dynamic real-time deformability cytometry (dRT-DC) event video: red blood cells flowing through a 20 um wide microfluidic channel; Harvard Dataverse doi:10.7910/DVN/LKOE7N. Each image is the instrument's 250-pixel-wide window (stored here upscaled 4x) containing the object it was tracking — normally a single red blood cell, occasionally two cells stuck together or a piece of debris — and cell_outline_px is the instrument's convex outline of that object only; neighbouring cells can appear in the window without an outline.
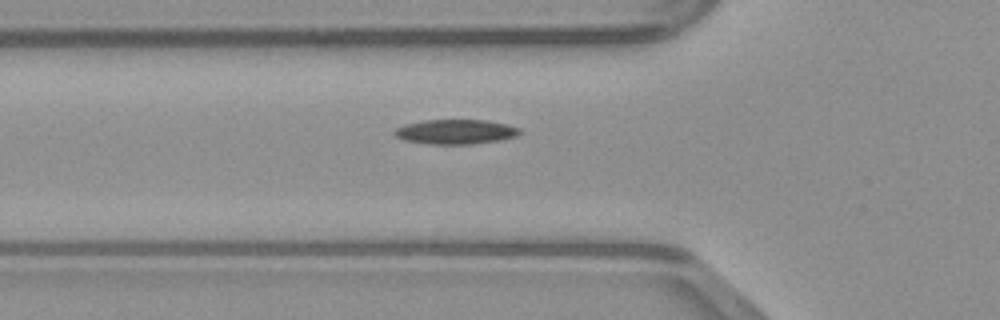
{"species": "common noctule bat (a hibernating species)", "species_latin": "Nyctalus noctula", "temperature_condition": "warm", "stored_images_in_passage": 35, "camera_frame_rate_fps": 3000, "um_per_image_px": 0.085, "animal": {"sex": "male", "body_mass_g": 23.1, "forearm_length_mm": 52.7}, "frame": {"image": 1, "passage_image": 8, "time_ms": 2.333, "image_size_px": [1000, 320], "cell_outline_px": [[524, 132], [516, 136], [500, 140], [468, 144], [428, 144], [404, 140], [396, 136], [392, 132], [396, 128], [404, 124], [424, 120], [488, 120], [508, 124], [520, 128]], "centroid_in_image_um": [38.75, 11.19], "position_along_channel_um": 87.1, "area_um2": 18.15}}
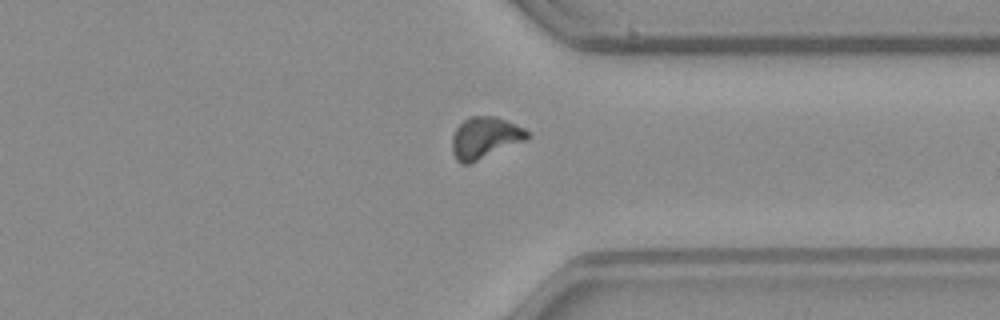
{"frame": {"image": 2, "passage_image": 28, "time_ms": 9.0, "image_size_px": [1000, 320], "cell_outline_px": [[532, 136], [528, 140], [468, 164], [460, 164], [456, 160], [452, 152], [452, 136], [456, 128], [464, 120], [472, 116], [492, 116], [504, 120], [524, 128], [532, 132]], "centroid_in_image_um": [41.25, 11.72], "position_along_channel_um": 370.2, "area_um2": 18.32}}
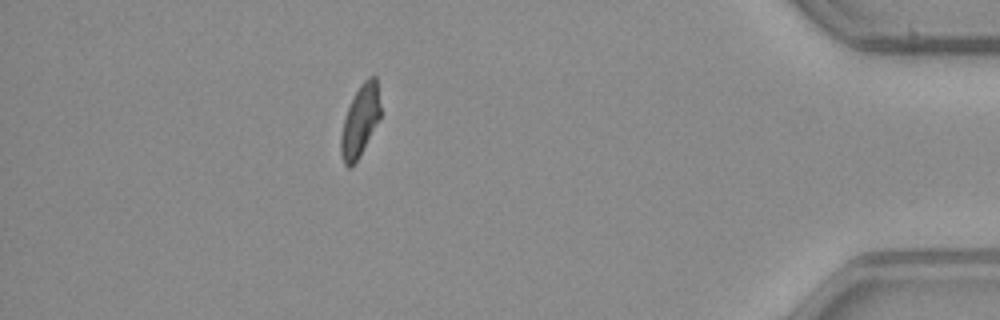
{"frame": {"image": 3, "passage_image": 34, "time_ms": 11.0, "image_size_px": [1000, 320], "cell_outline_px": [[380, 116], [356, 164], [352, 168], [348, 168], [344, 164], [340, 152], [340, 136], [344, 120], [348, 108], [360, 84], [368, 76], [376, 76], [380, 104]], "centroid_in_image_um": [30.59, 10.31], "position_along_channel_um": 404.6, "area_um2": 16.36}}